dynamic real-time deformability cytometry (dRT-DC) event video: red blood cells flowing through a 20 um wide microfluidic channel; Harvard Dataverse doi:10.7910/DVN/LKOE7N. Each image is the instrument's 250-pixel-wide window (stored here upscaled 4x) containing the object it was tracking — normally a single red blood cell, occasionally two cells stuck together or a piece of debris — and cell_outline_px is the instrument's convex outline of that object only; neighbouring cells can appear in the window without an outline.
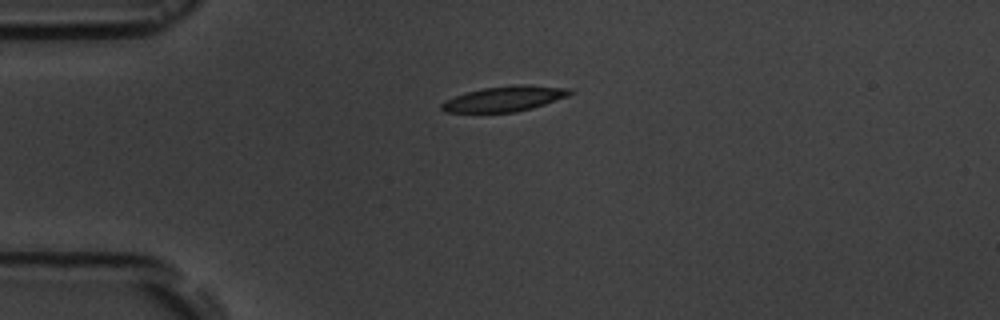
{"species": "common noctule bat (a hibernating species)", "species_latin": "Nyctalus noctula", "temperature_condition": "room temperature", "stored_images_in_passage": 2, "camera_frame_rate_fps": 3000, "um_per_image_px": 0.085, "animal": {"sex": "male", "body_mass_g": 19.5, "forearm_length_mm": 54.6}, "frame": {"image": 1, "passage_image": 1, "time_ms": 0.0, "image_size_px": [1000, 320], "cell_outline_px": [[572, 92], [568, 96], [532, 108], [516, 112], [444, 112], [440, 108], [440, 104], [444, 100], [464, 92], [484, 88], [516, 84], [528, 84], [572, 88]], "centroid_in_image_um": [42.87, 8.38], "position_along_channel_um": 42.1, "area_um2": 19.07}}